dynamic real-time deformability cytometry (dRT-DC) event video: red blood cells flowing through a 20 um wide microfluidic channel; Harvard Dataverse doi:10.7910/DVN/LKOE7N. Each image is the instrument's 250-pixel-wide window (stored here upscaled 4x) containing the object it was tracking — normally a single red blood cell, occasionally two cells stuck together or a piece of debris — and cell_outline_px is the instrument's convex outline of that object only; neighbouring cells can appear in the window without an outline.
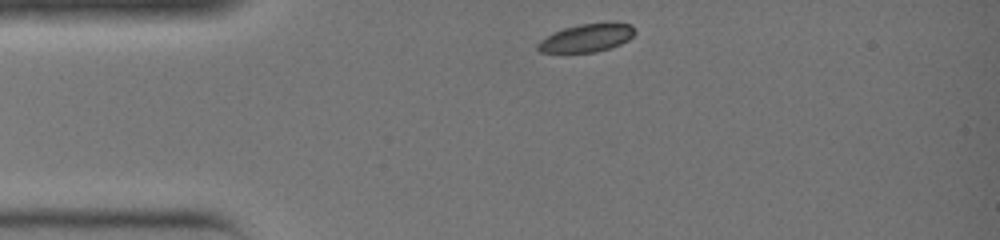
{"species": "common noctule bat (a hibernating species)", "species_latin": "Nyctalus noctula", "temperature_condition": "warm", "stored_images_in_passage": 25, "camera_frame_rate_fps": 3000, "um_per_image_px": 0.085, "animal": {"sex": "female", "body_mass_g": 19.0, "forearm_length_mm": 51.5}, "frame": {"image": 1, "passage_image": 1, "time_ms": 0.0, "image_size_px": [1000, 240], "cell_outline_px": [[636, 32], [628, 40], [620, 44], [596, 52], [540, 52], [536, 48], [536, 44], [540, 40], [552, 32], [564, 28], [580, 24], [612, 20], [616, 20], [632, 24]], "centroid_in_image_um": [49.91, 3.17], "position_along_channel_um": 35.1, "area_um2": 16.36}}
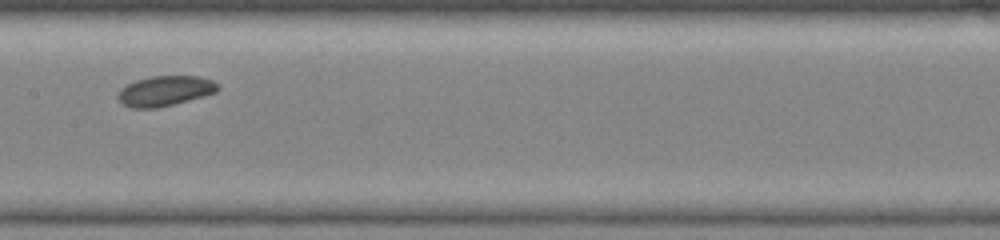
{"frame": {"image": 2, "passage_image": 12, "time_ms": 3.667, "image_size_px": [1000, 240], "cell_outline_px": [[220, 88], [216, 92], [204, 96], [156, 108], [132, 108], [124, 104], [116, 96], [120, 88], [136, 80], [152, 76], [200, 76], [212, 80], [220, 84]], "centroid_in_image_um": [14.05, 7.71], "position_along_channel_um": 193.4, "area_um2": 17.51}}
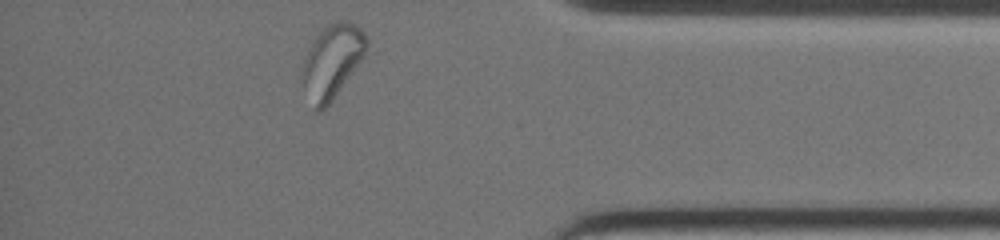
{"frame": {"image": 3, "passage_image": 25, "time_ms": 8.0, "image_size_px": [1000, 240], "cell_outline_px": [[368, 44], [364, 56], [332, 100], [320, 112], [316, 112], [304, 84], [300, 72], [300, 68], [308, 48], [312, 40], [320, 28], [336, 20], [348, 20], [356, 24], [368, 36]], "centroid_in_image_um": [28.23, 5.13], "position_along_channel_um": 407.0, "area_um2": 27.69}}